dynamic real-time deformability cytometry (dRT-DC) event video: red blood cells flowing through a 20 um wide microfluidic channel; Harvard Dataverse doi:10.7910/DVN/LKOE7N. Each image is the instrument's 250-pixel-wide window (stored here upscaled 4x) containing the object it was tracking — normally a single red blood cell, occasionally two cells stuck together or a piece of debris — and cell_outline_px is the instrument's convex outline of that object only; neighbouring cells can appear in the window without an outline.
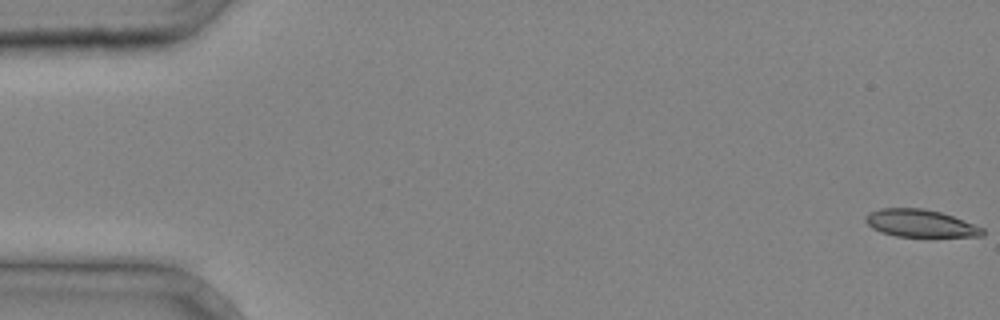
{"species": "common noctule bat (a hibernating species)", "species_latin": "Nyctalus noctula", "temperature_condition": "cold", "stored_images_in_passage": 41, "camera_frame_rate_fps": 3000, "um_per_image_px": 0.085, "animal": {"sex": "male", "body_mass_g": 20.4}, "frame": {"image": 1, "passage_image": 1, "time_ms": 0.0, "image_size_px": [1000, 320], "cell_outline_px": [[984, 236], [932, 240], [896, 236], [880, 232], [872, 228], [864, 220], [864, 216], [868, 212], [880, 208], [924, 208], [940, 212], [952, 216], [984, 228]], "centroid_in_image_um": [78.27, 19.05], "position_along_channel_um": 6.7, "area_um2": 19.94}}
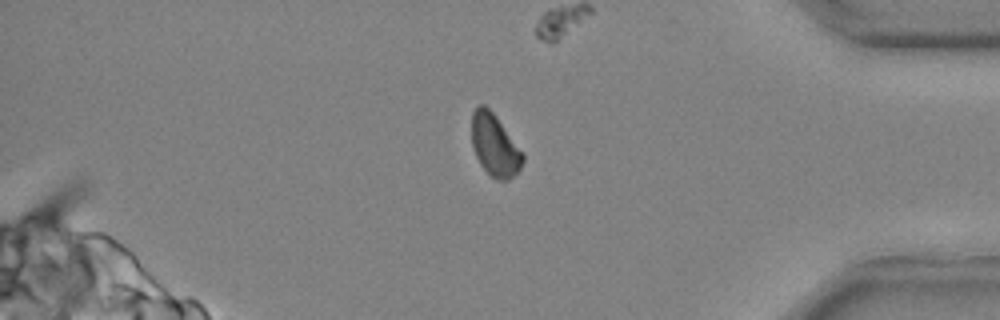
{"frame": {"image": 2, "passage_image": 36, "time_ms": 11.667, "image_size_px": [1000, 320], "cell_outline_px": [[524, 160], [520, 168], [508, 180], [496, 180], [480, 164], [472, 148], [472, 112], [480, 104], [484, 104], [496, 116], [524, 152]], "centroid_in_image_um": [42.06, 12.33], "position_along_channel_um": 393.1, "area_um2": 18.44}}
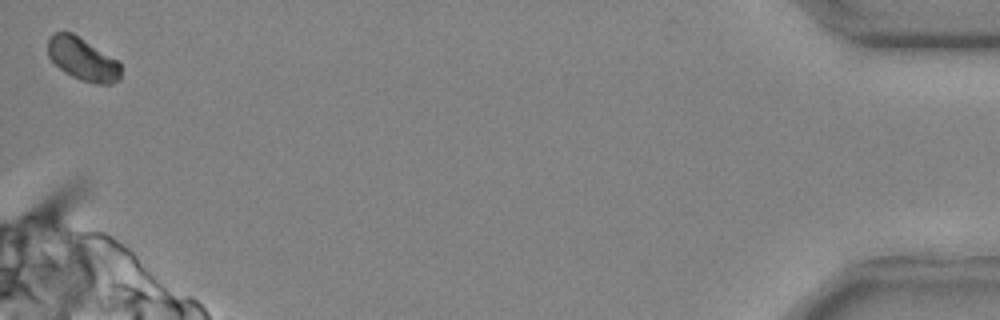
{"frame": {"image": 3, "passage_image": 41, "time_ms": 13.333, "image_size_px": [1000, 320], "cell_outline_px": [[120, 80], [112, 84], [96, 84], [72, 76], [64, 72], [48, 56], [48, 36], [52, 32], [72, 32], [116, 60], [120, 64]], "centroid_in_image_um": [7.0, 5.02], "position_along_channel_um": 428.2, "area_um2": 17.98}}